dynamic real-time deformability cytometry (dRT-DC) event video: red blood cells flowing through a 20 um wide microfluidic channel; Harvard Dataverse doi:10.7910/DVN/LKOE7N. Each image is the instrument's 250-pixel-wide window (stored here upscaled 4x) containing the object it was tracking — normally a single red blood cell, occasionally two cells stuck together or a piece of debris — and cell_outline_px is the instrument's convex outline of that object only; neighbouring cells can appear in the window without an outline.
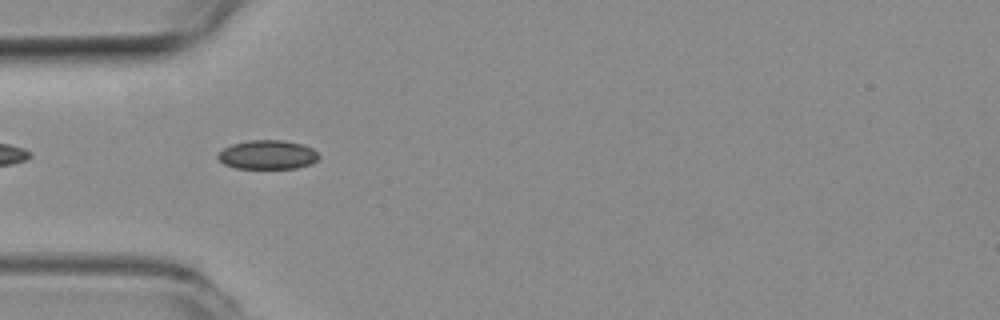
{"species": "common noctule bat (a hibernating species)", "species_latin": "Nyctalus noctula", "temperature_condition": "room temperature", "stored_images_in_passage": 42, "camera_frame_rate_fps": 3000, "um_per_image_px": 0.085, "animal": {"sex": "female", "body_mass_g": 19.3, "forearm_length_mm": 54.1}, "frame": {"image": 1, "passage_image": 3, "time_ms": 0.667, "image_size_px": [1000, 320], "cell_outline_px": [[320, 156], [312, 164], [296, 168], [236, 168], [224, 164], [216, 156], [216, 152], [232, 144], [248, 140], [284, 140], [304, 144], [312, 148]], "centroid_in_image_um": [22.74, 13.14], "position_along_channel_um": 62.3, "area_um2": 17.22}}
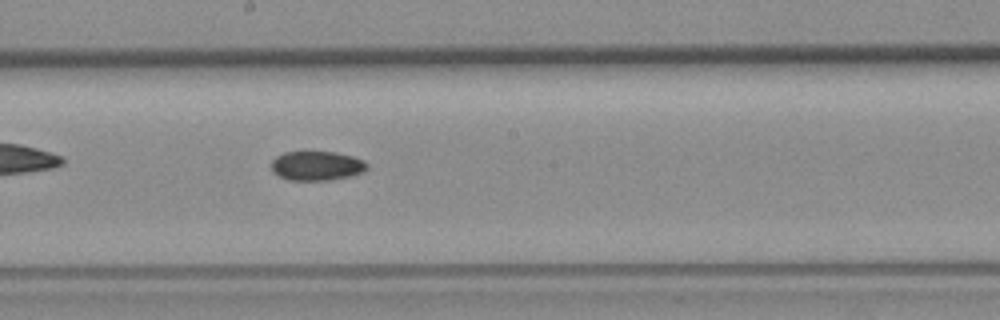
{"frame": {"image": 2, "passage_image": 16, "time_ms": 5.0, "image_size_px": [1000, 320], "cell_outline_px": [[368, 168], [364, 172], [348, 176], [328, 180], [288, 180], [272, 172], [272, 160], [276, 156], [284, 152], [336, 152], [352, 156], [364, 160], [368, 164]], "centroid_in_image_um": [26.93, 14.09], "position_along_channel_um": 221.3, "area_um2": 16.36}}
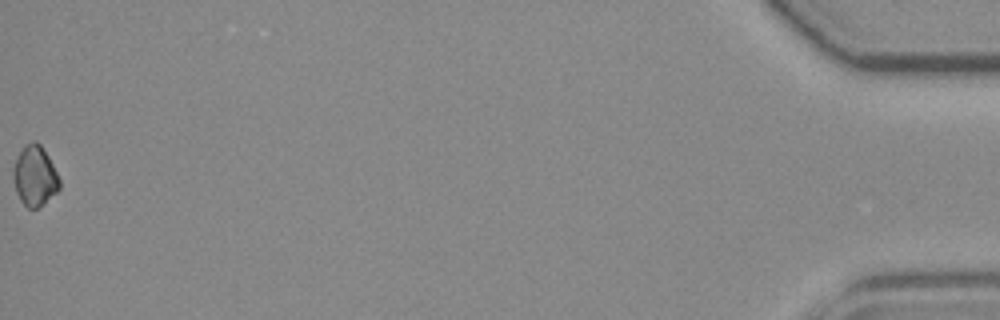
{"frame": {"image": 3, "passage_image": 42, "time_ms": 13.667, "image_size_px": [1000, 320], "cell_outline_px": [[60, 188], [56, 192], [36, 208], [28, 208], [20, 200], [16, 192], [12, 176], [12, 168], [24, 144], [32, 140], [36, 140], [40, 144], [48, 156], [60, 180]], "centroid_in_image_um": [2.93, 14.92], "position_along_channel_um": 432.3, "area_um2": 16.07}}